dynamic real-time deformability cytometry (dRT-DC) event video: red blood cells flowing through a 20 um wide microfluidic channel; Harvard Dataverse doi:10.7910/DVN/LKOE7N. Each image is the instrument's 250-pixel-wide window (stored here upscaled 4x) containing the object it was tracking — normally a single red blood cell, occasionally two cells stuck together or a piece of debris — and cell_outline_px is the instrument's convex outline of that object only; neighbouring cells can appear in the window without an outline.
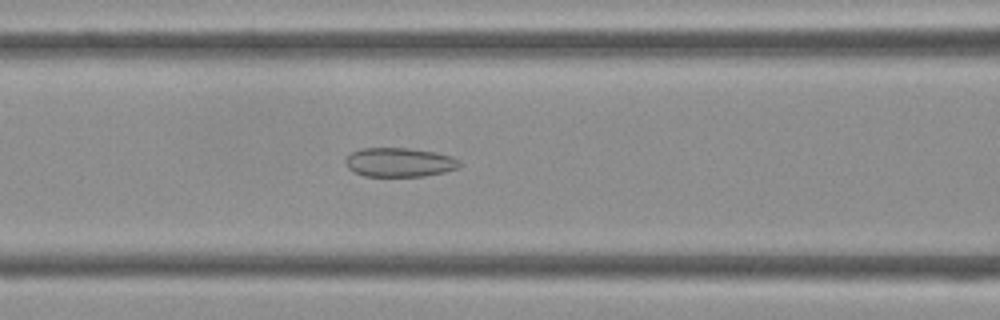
{"species": "Egyptian fruit bat (a non-hibernating species)", "species_latin": "Rousettus aegyptiacus", "temperature_condition": "cold", "stored_images_in_passage": 44, "camera_frame_rate_fps": 3000, "um_per_image_px": 0.085, "frame": {"image": 1, "passage_image": 18, "time_ms": 5.667, "image_size_px": [1000, 320], "cell_outline_px": [[460, 164], [456, 168], [444, 172], [424, 176], [364, 176], [352, 172], [344, 164], [344, 160], [352, 152], [360, 148], [408, 148], [436, 152], [452, 156], [460, 160]], "centroid_in_image_um": [33.91, 13.79], "position_along_channel_um": 132.7, "area_um2": 19.48}}
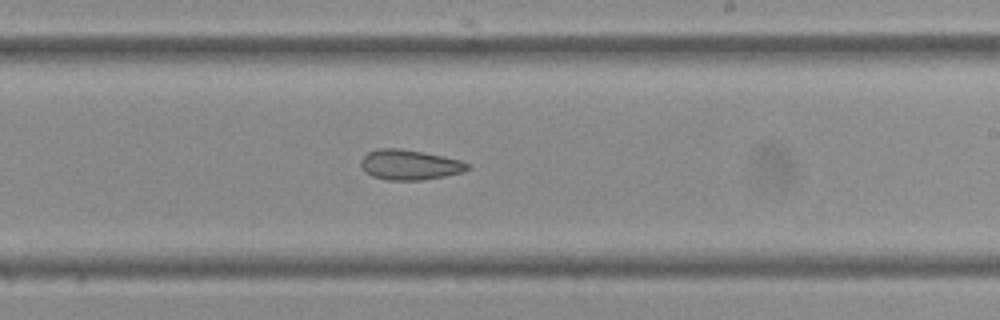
{"frame": {"image": 2, "passage_image": 26, "time_ms": 8.333, "image_size_px": [1000, 320], "cell_outline_px": [[472, 168], [460, 172], [444, 176], [420, 180], [388, 180], [372, 176], [360, 164], [360, 160], [368, 152], [380, 148], [400, 148], [444, 156], [460, 160], [472, 164]], "centroid_in_image_um": [34.85, 14.0], "position_along_channel_um": 254.1, "area_um2": 18.61}}
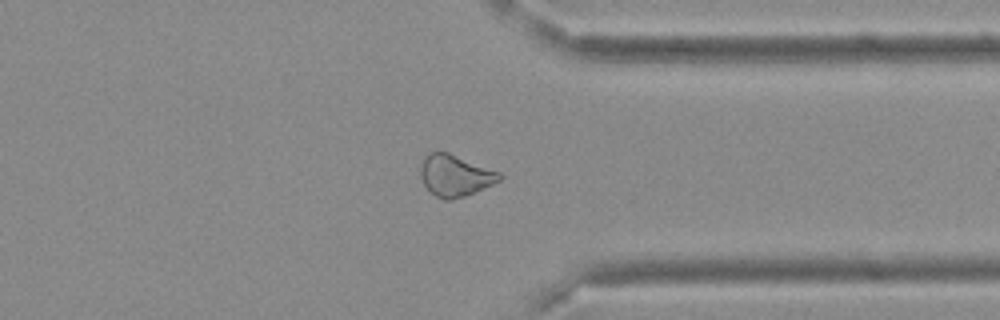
{"frame": {"image": 3, "passage_image": 34, "time_ms": 11.0, "image_size_px": [1000, 320], "cell_outline_px": [[504, 176], [500, 180], [492, 184], [464, 196], [452, 200], [444, 200], [436, 196], [424, 184], [420, 176], [420, 164], [428, 152], [448, 152], [500, 172]], "centroid_in_image_um": [38.67, 14.91], "position_along_channel_um": 372.7, "area_um2": 18.96}}